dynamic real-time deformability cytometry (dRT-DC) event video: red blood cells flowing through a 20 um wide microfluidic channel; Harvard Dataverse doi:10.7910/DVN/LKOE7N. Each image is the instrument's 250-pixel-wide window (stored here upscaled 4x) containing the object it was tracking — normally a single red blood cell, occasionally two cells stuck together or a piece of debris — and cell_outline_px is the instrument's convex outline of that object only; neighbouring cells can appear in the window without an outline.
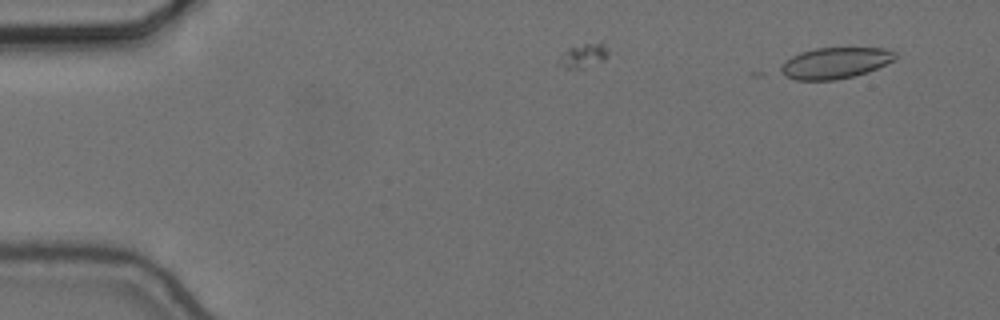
{"species": "common noctule bat (a hibernating species)", "species_latin": "Nyctalus noctula", "temperature_condition": "cold", "stored_images_in_passage": 37, "camera_frame_rate_fps": 3000, "um_per_image_px": 0.085, "animal": {"sex": "female", "body_mass_g": 24.6, "forearm_length_mm": 56.2}, "frame": {"image": 1, "passage_image": 3, "time_ms": 0.667, "image_size_px": [1000, 320], "cell_outline_px": [[896, 56], [892, 60], [868, 72], [836, 80], [796, 80], [784, 76], [776, 72], [792, 56], [800, 52], [816, 48], [884, 48], [896, 52]], "centroid_in_image_um": [70.94, 5.36], "position_along_channel_um": 14.1, "area_um2": 20.63}}